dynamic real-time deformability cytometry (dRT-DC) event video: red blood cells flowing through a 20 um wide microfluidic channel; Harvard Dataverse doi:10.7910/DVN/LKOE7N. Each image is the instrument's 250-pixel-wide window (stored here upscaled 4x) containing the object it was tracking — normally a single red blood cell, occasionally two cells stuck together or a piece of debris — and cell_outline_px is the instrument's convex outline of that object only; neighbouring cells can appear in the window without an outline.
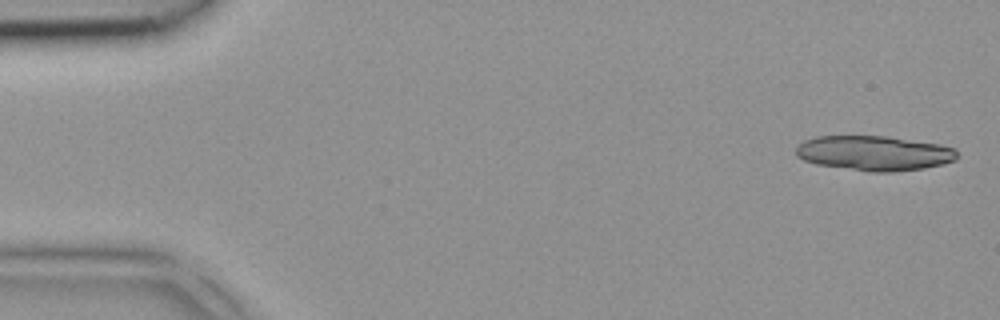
{"species": "common noctule bat (a hibernating species)", "species_latin": "Nyctalus noctula", "temperature_condition": "room temperature", "stored_images_in_passage": 4, "camera_frame_rate_fps": 3000, "um_per_image_px": 0.085, "animal": {"sex": "female", "body_mass_g": 18.4}, "frame": {"image": 1, "passage_image": 1, "time_ms": 0.0, "image_size_px": [1000, 320], "cell_outline_px": [[956, 160], [924, 168], [892, 172], [868, 172], [816, 164], [804, 160], [796, 156], [796, 148], [804, 140], [816, 136], [884, 136], [940, 144], [956, 148]], "centroid_in_image_um": [74.29, 13.02], "position_along_channel_um": 10.7, "area_um2": 32.71}}